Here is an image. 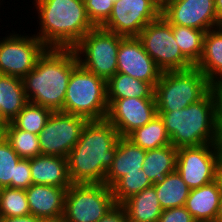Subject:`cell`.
Masks as SVG:
<instances>
[{
  "mask_svg": "<svg viewBox=\"0 0 222 222\" xmlns=\"http://www.w3.org/2000/svg\"><path fill=\"white\" fill-rule=\"evenodd\" d=\"M215 8L218 21L222 23V0H215Z\"/></svg>",
  "mask_w": 222,
  "mask_h": 222,
  "instance_id": "obj_41",
  "label": "cell"
},
{
  "mask_svg": "<svg viewBox=\"0 0 222 222\" xmlns=\"http://www.w3.org/2000/svg\"><path fill=\"white\" fill-rule=\"evenodd\" d=\"M216 222H222V194H221V197H220L219 211H218V214H217Z\"/></svg>",
  "mask_w": 222,
  "mask_h": 222,
  "instance_id": "obj_43",
  "label": "cell"
},
{
  "mask_svg": "<svg viewBox=\"0 0 222 222\" xmlns=\"http://www.w3.org/2000/svg\"><path fill=\"white\" fill-rule=\"evenodd\" d=\"M153 186L163 210L185 206L191 190L176 170L167 174L161 182Z\"/></svg>",
  "mask_w": 222,
  "mask_h": 222,
  "instance_id": "obj_26",
  "label": "cell"
},
{
  "mask_svg": "<svg viewBox=\"0 0 222 222\" xmlns=\"http://www.w3.org/2000/svg\"><path fill=\"white\" fill-rule=\"evenodd\" d=\"M78 65L74 49L47 48L34 69L22 78L28 101L63 112L68 82Z\"/></svg>",
  "mask_w": 222,
  "mask_h": 222,
  "instance_id": "obj_4",
  "label": "cell"
},
{
  "mask_svg": "<svg viewBox=\"0 0 222 222\" xmlns=\"http://www.w3.org/2000/svg\"><path fill=\"white\" fill-rule=\"evenodd\" d=\"M215 86L222 88V27L205 32L203 53L195 65Z\"/></svg>",
  "mask_w": 222,
  "mask_h": 222,
  "instance_id": "obj_21",
  "label": "cell"
},
{
  "mask_svg": "<svg viewBox=\"0 0 222 222\" xmlns=\"http://www.w3.org/2000/svg\"><path fill=\"white\" fill-rule=\"evenodd\" d=\"M32 185L30 159L21 158L16 165L15 180H11V188L27 189Z\"/></svg>",
  "mask_w": 222,
  "mask_h": 222,
  "instance_id": "obj_35",
  "label": "cell"
},
{
  "mask_svg": "<svg viewBox=\"0 0 222 222\" xmlns=\"http://www.w3.org/2000/svg\"><path fill=\"white\" fill-rule=\"evenodd\" d=\"M87 121L79 115L53 112L38 135L41 154L67 158Z\"/></svg>",
  "mask_w": 222,
  "mask_h": 222,
  "instance_id": "obj_12",
  "label": "cell"
},
{
  "mask_svg": "<svg viewBox=\"0 0 222 222\" xmlns=\"http://www.w3.org/2000/svg\"><path fill=\"white\" fill-rule=\"evenodd\" d=\"M222 190L215 180L199 188L191 189L185 208L197 222H216Z\"/></svg>",
  "mask_w": 222,
  "mask_h": 222,
  "instance_id": "obj_20",
  "label": "cell"
},
{
  "mask_svg": "<svg viewBox=\"0 0 222 222\" xmlns=\"http://www.w3.org/2000/svg\"><path fill=\"white\" fill-rule=\"evenodd\" d=\"M53 111L28 102L11 123L18 129L39 135Z\"/></svg>",
  "mask_w": 222,
  "mask_h": 222,
  "instance_id": "obj_30",
  "label": "cell"
},
{
  "mask_svg": "<svg viewBox=\"0 0 222 222\" xmlns=\"http://www.w3.org/2000/svg\"><path fill=\"white\" fill-rule=\"evenodd\" d=\"M173 35L182 54L195 66L203 53L205 31L172 25Z\"/></svg>",
  "mask_w": 222,
  "mask_h": 222,
  "instance_id": "obj_28",
  "label": "cell"
},
{
  "mask_svg": "<svg viewBox=\"0 0 222 222\" xmlns=\"http://www.w3.org/2000/svg\"><path fill=\"white\" fill-rule=\"evenodd\" d=\"M177 150L172 145L146 150L142 169L153 184L161 182L167 174L176 170Z\"/></svg>",
  "mask_w": 222,
  "mask_h": 222,
  "instance_id": "obj_24",
  "label": "cell"
},
{
  "mask_svg": "<svg viewBox=\"0 0 222 222\" xmlns=\"http://www.w3.org/2000/svg\"><path fill=\"white\" fill-rule=\"evenodd\" d=\"M214 87L195 66L162 72L154 92L157 112L182 110L204 98Z\"/></svg>",
  "mask_w": 222,
  "mask_h": 222,
  "instance_id": "obj_5",
  "label": "cell"
},
{
  "mask_svg": "<svg viewBox=\"0 0 222 222\" xmlns=\"http://www.w3.org/2000/svg\"><path fill=\"white\" fill-rule=\"evenodd\" d=\"M162 0H117L102 28L123 37H137L150 22L161 16Z\"/></svg>",
  "mask_w": 222,
  "mask_h": 222,
  "instance_id": "obj_11",
  "label": "cell"
},
{
  "mask_svg": "<svg viewBox=\"0 0 222 222\" xmlns=\"http://www.w3.org/2000/svg\"><path fill=\"white\" fill-rule=\"evenodd\" d=\"M112 190L104 183H73L65 198V222H98L113 206Z\"/></svg>",
  "mask_w": 222,
  "mask_h": 222,
  "instance_id": "obj_8",
  "label": "cell"
},
{
  "mask_svg": "<svg viewBox=\"0 0 222 222\" xmlns=\"http://www.w3.org/2000/svg\"><path fill=\"white\" fill-rule=\"evenodd\" d=\"M32 184L70 187L73 183L68 172L67 158L53 155L36 156L30 159Z\"/></svg>",
  "mask_w": 222,
  "mask_h": 222,
  "instance_id": "obj_19",
  "label": "cell"
},
{
  "mask_svg": "<svg viewBox=\"0 0 222 222\" xmlns=\"http://www.w3.org/2000/svg\"><path fill=\"white\" fill-rule=\"evenodd\" d=\"M107 82L80 64L72 71L63 112L91 120L106 119L108 113Z\"/></svg>",
  "mask_w": 222,
  "mask_h": 222,
  "instance_id": "obj_6",
  "label": "cell"
},
{
  "mask_svg": "<svg viewBox=\"0 0 222 222\" xmlns=\"http://www.w3.org/2000/svg\"><path fill=\"white\" fill-rule=\"evenodd\" d=\"M146 150L135 145L127 137H119L114 161L107 170L104 184L111 187L118 179L129 173L139 172L145 160Z\"/></svg>",
  "mask_w": 222,
  "mask_h": 222,
  "instance_id": "obj_18",
  "label": "cell"
},
{
  "mask_svg": "<svg viewBox=\"0 0 222 222\" xmlns=\"http://www.w3.org/2000/svg\"><path fill=\"white\" fill-rule=\"evenodd\" d=\"M14 151L23 159H31L41 154L38 135L16 128L11 122L4 135Z\"/></svg>",
  "mask_w": 222,
  "mask_h": 222,
  "instance_id": "obj_29",
  "label": "cell"
},
{
  "mask_svg": "<svg viewBox=\"0 0 222 222\" xmlns=\"http://www.w3.org/2000/svg\"><path fill=\"white\" fill-rule=\"evenodd\" d=\"M153 183L145 175L143 169L139 172L129 173L118 179L110 188L115 204L122 205L127 199L140 193Z\"/></svg>",
  "mask_w": 222,
  "mask_h": 222,
  "instance_id": "obj_31",
  "label": "cell"
},
{
  "mask_svg": "<svg viewBox=\"0 0 222 222\" xmlns=\"http://www.w3.org/2000/svg\"><path fill=\"white\" fill-rule=\"evenodd\" d=\"M161 15L171 24L207 32L220 26L215 0H162Z\"/></svg>",
  "mask_w": 222,
  "mask_h": 222,
  "instance_id": "obj_14",
  "label": "cell"
},
{
  "mask_svg": "<svg viewBox=\"0 0 222 222\" xmlns=\"http://www.w3.org/2000/svg\"><path fill=\"white\" fill-rule=\"evenodd\" d=\"M11 32L0 36V74L23 78L47 47L32 33Z\"/></svg>",
  "mask_w": 222,
  "mask_h": 222,
  "instance_id": "obj_10",
  "label": "cell"
},
{
  "mask_svg": "<svg viewBox=\"0 0 222 222\" xmlns=\"http://www.w3.org/2000/svg\"><path fill=\"white\" fill-rule=\"evenodd\" d=\"M123 36L94 27L73 48L79 64L106 82L117 73V53Z\"/></svg>",
  "mask_w": 222,
  "mask_h": 222,
  "instance_id": "obj_7",
  "label": "cell"
},
{
  "mask_svg": "<svg viewBox=\"0 0 222 222\" xmlns=\"http://www.w3.org/2000/svg\"><path fill=\"white\" fill-rule=\"evenodd\" d=\"M217 150L222 156V108L219 111L218 116V129H217V141H216Z\"/></svg>",
  "mask_w": 222,
  "mask_h": 222,
  "instance_id": "obj_39",
  "label": "cell"
},
{
  "mask_svg": "<svg viewBox=\"0 0 222 222\" xmlns=\"http://www.w3.org/2000/svg\"><path fill=\"white\" fill-rule=\"evenodd\" d=\"M107 100L109 107L106 120L114 126L120 137H127L158 115L155 98Z\"/></svg>",
  "mask_w": 222,
  "mask_h": 222,
  "instance_id": "obj_15",
  "label": "cell"
},
{
  "mask_svg": "<svg viewBox=\"0 0 222 222\" xmlns=\"http://www.w3.org/2000/svg\"><path fill=\"white\" fill-rule=\"evenodd\" d=\"M22 78L0 74V114L11 122L28 103Z\"/></svg>",
  "mask_w": 222,
  "mask_h": 222,
  "instance_id": "obj_23",
  "label": "cell"
},
{
  "mask_svg": "<svg viewBox=\"0 0 222 222\" xmlns=\"http://www.w3.org/2000/svg\"><path fill=\"white\" fill-rule=\"evenodd\" d=\"M216 181L218 182L219 188L222 190V156L219 157L216 165Z\"/></svg>",
  "mask_w": 222,
  "mask_h": 222,
  "instance_id": "obj_40",
  "label": "cell"
},
{
  "mask_svg": "<svg viewBox=\"0 0 222 222\" xmlns=\"http://www.w3.org/2000/svg\"><path fill=\"white\" fill-rule=\"evenodd\" d=\"M122 206L126 210L128 222H158L163 212L154 186L127 199Z\"/></svg>",
  "mask_w": 222,
  "mask_h": 222,
  "instance_id": "obj_22",
  "label": "cell"
},
{
  "mask_svg": "<svg viewBox=\"0 0 222 222\" xmlns=\"http://www.w3.org/2000/svg\"><path fill=\"white\" fill-rule=\"evenodd\" d=\"M30 215L25 189H0V217H24Z\"/></svg>",
  "mask_w": 222,
  "mask_h": 222,
  "instance_id": "obj_32",
  "label": "cell"
},
{
  "mask_svg": "<svg viewBox=\"0 0 222 222\" xmlns=\"http://www.w3.org/2000/svg\"><path fill=\"white\" fill-rule=\"evenodd\" d=\"M154 92L155 87L151 83L123 73L117 72L107 81V99L155 98Z\"/></svg>",
  "mask_w": 222,
  "mask_h": 222,
  "instance_id": "obj_25",
  "label": "cell"
},
{
  "mask_svg": "<svg viewBox=\"0 0 222 222\" xmlns=\"http://www.w3.org/2000/svg\"><path fill=\"white\" fill-rule=\"evenodd\" d=\"M117 72L151 83L154 87L162 71L147 54L138 37H124L117 53Z\"/></svg>",
  "mask_w": 222,
  "mask_h": 222,
  "instance_id": "obj_16",
  "label": "cell"
},
{
  "mask_svg": "<svg viewBox=\"0 0 222 222\" xmlns=\"http://www.w3.org/2000/svg\"><path fill=\"white\" fill-rule=\"evenodd\" d=\"M137 37L162 72L194 67L182 54L174 38L172 25L162 15L147 24Z\"/></svg>",
  "mask_w": 222,
  "mask_h": 222,
  "instance_id": "obj_9",
  "label": "cell"
},
{
  "mask_svg": "<svg viewBox=\"0 0 222 222\" xmlns=\"http://www.w3.org/2000/svg\"><path fill=\"white\" fill-rule=\"evenodd\" d=\"M7 124V121L0 114V138L4 137Z\"/></svg>",
  "mask_w": 222,
  "mask_h": 222,
  "instance_id": "obj_42",
  "label": "cell"
},
{
  "mask_svg": "<svg viewBox=\"0 0 222 222\" xmlns=\"http://www.w3.org/2000/svg\"><path fill=\"white\" fill-rule=\"evenodd\" d=\"M32 5L39 19L34 35L47 48L73 49L95 27L84 0H33Z\"/></svg>",
  "mask_w": 222,
  "mask_h": 222,
  "instance_id": "obj_3",
  "label": "cell"
},
{
  "mask_svg": "<svg viewBox=\"0 0 222 222\" xmlns=\"http://www.w3.org/2000/svg\"><path fill=\"white\" fill-rule=\"evenodd\" d=\"M98 222H128V216L122 205L115 204Z\"/></svg>",
  "mask_w": 222,
  "mask_h": 222,
  "instance_id": "obj_37",
  "label": "cell"
},
{
  "mask_svg": "<svg viewBox=\"0 0 222 222\" xmlns=\"http://www.w3.org/2000/svg\"><path fill=\"white\" fill-rule=\"evenodd\" d=\"M41 219L32 216L31 214L24 217L5 218L0 217V222H40Z\"/></svg>",
  "mask_w": 222,
  "mask_h": 222,
  "instance_id": "obj_38",
  "label": "cell"
},
{
  "mask_svg": "<svg viewBox=\"0 0 222 222\" xmlns=\"http://www.w3.org/2000/svg\"><path fill=\"white\" fill-rule=\"evenodd\" d=\"M222 88L214 87L204 98L182 110L157 112L172 146L197 147L216 144Z\"/></svg>",
  "mask_w": 222,
  "mask_h": 222,
  "instance_id": "obj_2",
  "label": "cell"
},
{
  "mask_svg": "<svg viewBox=\"0 0 222 222\" xmlns=\"http://www.w3.org/2000/svg\"><path fill=\"white\" fill-rule=\"evenodd\" d=\"M2 2H4V1H3V0H2V1L0 0V6L3 4ZM0 15H1V14H0ZM0 20H1V18H0ZM0 22H1V21H0Z\"/></svg>",
  "mask_w": 222,
  "mask_h": 222,
  "instance_id": "obj_45",
  "label": "cell"
},
{
  "mask_svg": "<svg viewBox=\"0 0 222 222\" xmlns=\"http://www.w3.org/2000/svg\"><path fill=\"white\" fill-rule=\"evenodd\" d=\"M40 222H65L64 218H58V219H45V220H40Z\"/></svg>",
  "mask_w": 222,
  "mask_h": 222,
  "instance_id": "obj_44",
  "label": "cell"
},
{
  "mask_svg": "<svg viewBox=\"0 0 222 222\" xmlns=\"http://www.w3.org/2000/svg\"><path fill=\"white\" fill-rule=\"evenodd\" d=\"M117 130L106 119L87 121L72 148L68 172L72 183H104L117 152Z\"/></svg>",
  "mask_w": 222,
  "mask_h": 222,
  "instance_id": "obj_1",
  "label": "cell"
},
{
  "mask_svg": "<svg viewBox=\"0 0 222 222\" xmlns=\"http://www.w3.org/2000/svg\"><path fill=\"white\" fill-rule=\"evenodd\" d=\"M20 159L5 137L0 138V189L11 188V180H15L16 165Z\"/></svg>",
  "mask_w": 222,
  "mask_h": 222,
  "instance_id": "obj_33",
  "label": "cell"
},
{
  "mask_svg": "<svg viewBox=\"0 0 222 222\" xmlns=\"http://www.w3.org/2000/svg\"><path fill=\"white\" fill-rule=\"evenodd\" d=\"M158 222H197L185 206L163 210Z\"/></svg>",
  "mask_w": 222,
  "mask_h": 222,
  "instance_id": "obj_36",
  "label": "cell"
},
{
  "mask_svg": "<svg viewBox=\"0 0 222 222\" xmlns=\"http://www.w3.org/2000/svg\"><path fill=\"white\" fill-rule=\"evenodd\" d=\"M127 138L144 150L171 145L163 120L159 115L146 125L135 129Z\"/></svg>",
  "mask_w": 222,
  "mask_h": 222,
  "instance_id": "obj_27",
  "label": "cell"
},
{
  "mask_svg": "<svg viewBox=\"0 0 222 222\" xmlns=\"http://www.w3.org/2000/svg\"><path fill=\"white\" fill-rule=\"evenodd\" d=\"M89 20L95 27H101L110 17L114 2L112 0H84Z\"/></svg>",
  "mask_w": 222,
  "mask_h": 222,
  "instance_id": "obj_34",
  "label": "cell"
},
{
  "mask_svg": "<svg viewBox=\"0 0 222 222\" xmlns=\"http://www.w3.org/2000/svg\"><path fill=\"white\" fill-rule=\"evenodd\" d=\"M220 156L216 144L178 148L176 171L190 189L199 188L216 180Z\"/></svg>",
  "mask_w": 222,
  "mask_h": 222,
  "instance_id": "obj_13",
  "label": "cell"
},
{
  "mask_svg": "<svg viewBox=\"0 0 222 222\" xmlns=\"http://www.w3.org/2000/svg\"><path fill=\"white\" fill-rule=\"evenodd\" d=\"M68 187L32 184L26 191L30 214L41 220L62 218Z\"/></svg>",
  "mask_w": 222,
  "mask_h": 222,
  "instance_id": "obj_17",
  "label": "cell"
}]
</instances>
